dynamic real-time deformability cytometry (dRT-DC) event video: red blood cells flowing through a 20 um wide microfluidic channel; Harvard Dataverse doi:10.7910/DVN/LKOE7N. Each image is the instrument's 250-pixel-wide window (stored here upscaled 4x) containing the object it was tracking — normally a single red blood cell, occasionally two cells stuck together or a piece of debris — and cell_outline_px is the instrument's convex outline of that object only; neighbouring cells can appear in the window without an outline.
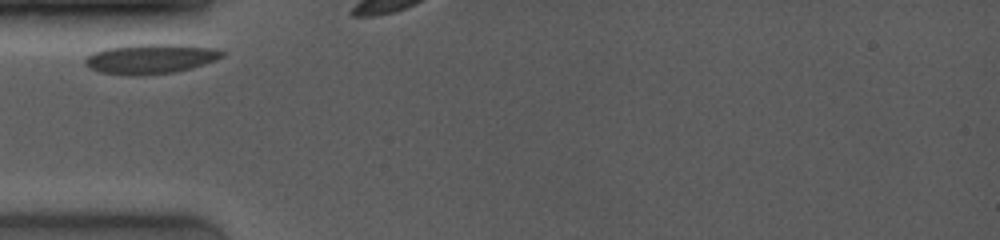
{"species": "common noctule bat (a hibernating species)", "species_latin": "Nyctalus noctula", "temperature_condition": "room temperature", "stored_images_in_passage": 3, "camera_frame_rate_fps": 4000, "um_per_image_px": 0.085, "animal": {"sex": "female", "body_mass_g": 19.0, "forearm_length_mm": 53.3}, "frame": {"image": 1, "passage_image": 1, "time_ms": 0.0, "image_size_px": [1000, 240], "cell_outline_px": [[224, 56], [216, 60], [192, 68], [176, 72], [140, 76], [120, 76], [100, 72], [88, 68], [84, 64], [84, 60], [92, 52], [108, 48], [136, 44], [180, 44], [216, 48], [224, 52]], "centroid_in_image_um": [12.78, 5.01], "position_along_channel_um": 72.2, "area_um2": 24.28}}